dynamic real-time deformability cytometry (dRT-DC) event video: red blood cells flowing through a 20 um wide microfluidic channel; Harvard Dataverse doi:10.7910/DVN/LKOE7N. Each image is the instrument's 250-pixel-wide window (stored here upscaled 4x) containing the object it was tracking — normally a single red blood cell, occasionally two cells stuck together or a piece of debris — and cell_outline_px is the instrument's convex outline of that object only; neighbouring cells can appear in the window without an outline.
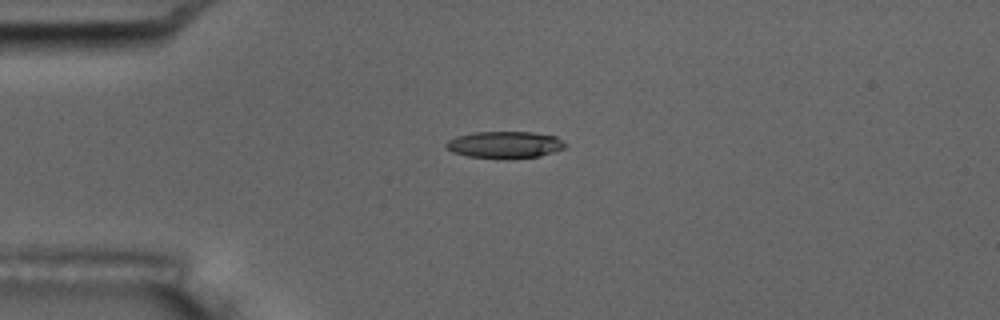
{"species": "common noctule bat (a hibernating species)", "species_latin": "Nyctalus noctula", "temperature_condition": "room temperature", "stored_images_in_passage": 3, "camera_frame_rate_fps": 3000, "um_per_image_px": 0.085, "animal": {"sex": "male", "body_mass_g": 17.5, "forearm_length_mm": 52.3}, "frame": {"image": 1, "passage_image": 1, "time_ms": 0.0, "image_size_px": [1000, 320], "cell_outline_px": [[568, 144], [564, 148], [540, 156], [468, 156], [452, 152], [444, 148], [444, 144], [448, 140], [456, 136], [472, 132], [532, 132], [556, 136]], "centroid_in_image_um": [42.88, 12.25], "position_along_channel_um": 42.1, "area_um2": 18.03}}